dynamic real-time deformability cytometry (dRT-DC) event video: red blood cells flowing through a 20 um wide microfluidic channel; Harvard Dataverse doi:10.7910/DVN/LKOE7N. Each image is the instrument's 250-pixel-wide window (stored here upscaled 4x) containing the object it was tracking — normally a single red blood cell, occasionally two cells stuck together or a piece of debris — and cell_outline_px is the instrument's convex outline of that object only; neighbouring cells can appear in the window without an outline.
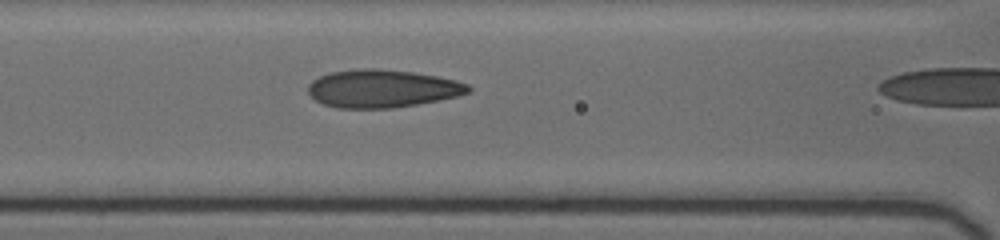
{"species": "human", "species_latin": "Homo sapiens", "temperature_condition": "cold", "stored_images_in_passage": 31, "camera_frame_rate_fps": 3000, "um_per_image_px": 0.085, "donor": {"sex": "female"}, "frame": {"image": 1, "passage_image": 29, "time_ms": 8.0, "image_size_px": [1000, 240], "cell_outline_px": [[472, 88], [468, 92], [456, 96], [416, 104], [392, 108], [336, 108], [324, 104], [316, 100], [308, 92], [308, 84], [312, 80], [328, 72], [360, 68], [380, 68], [412, 72], [436, 76], [456, 80], [468, 84]], "centroid_in_image_um": [32.45, 7.52], "position_along_channel_um": 134.2, "area_um2": 35.32}}